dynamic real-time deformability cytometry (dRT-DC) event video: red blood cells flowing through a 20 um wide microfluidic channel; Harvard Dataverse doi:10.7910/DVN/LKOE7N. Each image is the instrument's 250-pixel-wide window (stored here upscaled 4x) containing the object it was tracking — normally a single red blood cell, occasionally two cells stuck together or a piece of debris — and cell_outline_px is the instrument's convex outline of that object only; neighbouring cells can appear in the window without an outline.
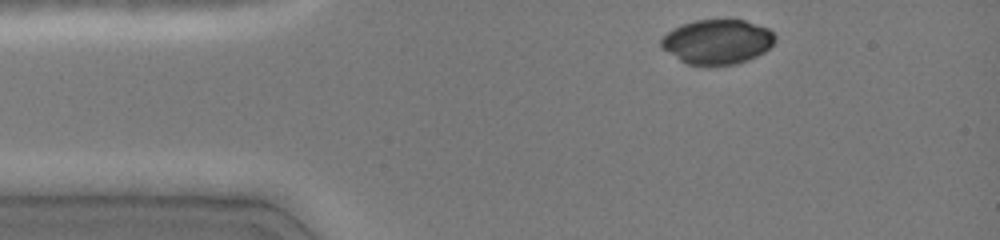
{"species": "common noctule bat (a hibernating species)", "species_latin": "Nyctalus noctula", "temperature_condition": "cold", "stored_images_in_passage": 6, "camera_frame_rate_fps": 3000, "um_per_image_px": 0.085, "animal": {"sex": "female", "body_mass_g": 19.0, "forearm_length_mm": 51.5}, "frame": {"image": 1, "passage_image": 1, "time_ms": 0.0, "image_size_px": [1000, 240], "cell_outline_px": [[776, 40], [764, 52], [748, 60], [736, 64], [688, 64], [680, 60], [660, 48], [660, 40], [672, 28], [680, 24], [696, 20], [744, 20], [768, 28], [776, 36]], "centroid_in_image_um": [60.95, 3.53], "position_along_channel_um": 24.0, "area_um2": 29.48}}